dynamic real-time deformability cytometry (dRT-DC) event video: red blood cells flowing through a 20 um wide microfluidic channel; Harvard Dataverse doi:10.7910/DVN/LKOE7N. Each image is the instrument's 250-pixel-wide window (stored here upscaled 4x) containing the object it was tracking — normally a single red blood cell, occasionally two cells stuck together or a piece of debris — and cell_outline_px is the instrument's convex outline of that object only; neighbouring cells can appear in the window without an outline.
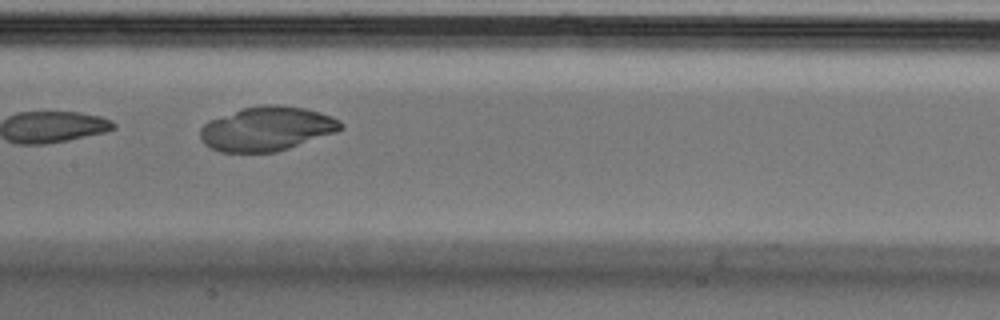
{"species": "Egyptian fruit bat (a non-hibernating species)", "species_latin": "Rousettus aegyptiacus", "temperature_condition": "cold", "stored_images_in_passage": 8, "camera_frame_rate_fps": 3000, "um_per_image_px": 0.085, "animal": {"sex": "male"}, "frame": {"image": 1, "passage_image": 7, "time_ms": 2.0, "image_size_px": [1000, 320], "cell_outline_px": [[344, 128], [336, 132], [276, 152], [220, 152], [208, 148], [200, 140], [200, 128], [208, 120], [240, 108], [260, 104], [276, 104], [304, 108], [320, 112], [332, 116], [340, 120], [344, 124]], "centroid_in_image_um": [22.65, 10.93], "position_along_channel_um": 184.8, "area_um2": 36.65}}